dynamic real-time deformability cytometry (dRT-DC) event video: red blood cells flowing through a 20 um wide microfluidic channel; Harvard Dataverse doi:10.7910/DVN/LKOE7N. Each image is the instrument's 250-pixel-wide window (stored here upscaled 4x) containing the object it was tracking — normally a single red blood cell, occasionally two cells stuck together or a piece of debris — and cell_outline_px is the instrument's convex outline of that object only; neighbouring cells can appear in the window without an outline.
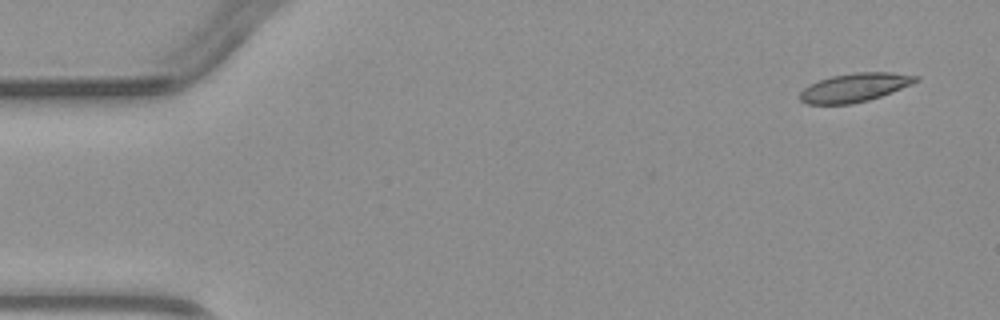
{"species": "common noctule bat (a hibernating species)", "species_latin": "Nyctalus noctula", "temperature_condition": "warm", "stored_images_in_passage": 4, "camera_frame_rate_fps": 3000, "um_per_image_px": 0.085, "animal": {"sex": "male", "body_mass_g": 23.1, "forearm_length_mm": 52.7}, "frame": {"image": 1, "passage_image": 1, "time_ms": 0.0, "image_size_px": [1000, 320], "cell_outline_px": [[920, 80], [912, 84], [892, 92], [868, 100], [852, 104], [804, 104], [800, 100], [800, 92], [804, 88], [820, 80], [832, 76], [856, 72], [892, 72], [920, 76]], "centroid_in_image_um": [72.68, 7.44], "position_along_channel_um": 12.3, "area_um2": 19.31}}
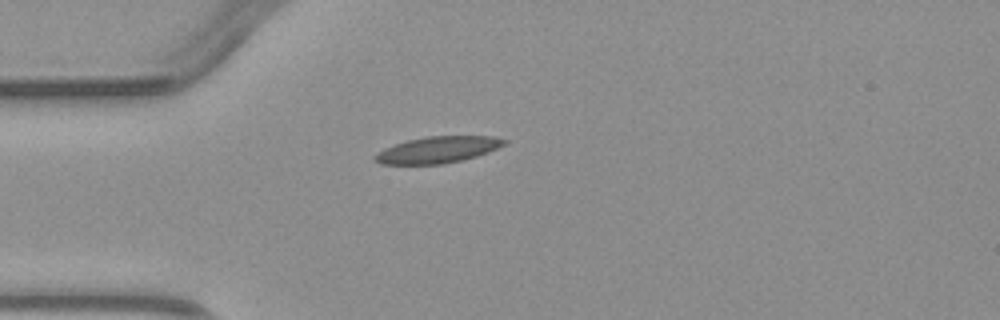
{"frame": {"image": 2, "passage_image": 4, "time_ms": 3.333, "image_size_px": [1000, 320], "cell_outline_px": [[508, 140], [504, 144], [488, 152], [476, 156], [444, 164], [380, 164], [372, 160], [372, 156], [384, 148], [408, 140], [428, 136], [492, 136]], "centroid_in_image_um": [37.16, 12.73], "position_along_channel_um": 47.8, "area_um2": 19.83}}